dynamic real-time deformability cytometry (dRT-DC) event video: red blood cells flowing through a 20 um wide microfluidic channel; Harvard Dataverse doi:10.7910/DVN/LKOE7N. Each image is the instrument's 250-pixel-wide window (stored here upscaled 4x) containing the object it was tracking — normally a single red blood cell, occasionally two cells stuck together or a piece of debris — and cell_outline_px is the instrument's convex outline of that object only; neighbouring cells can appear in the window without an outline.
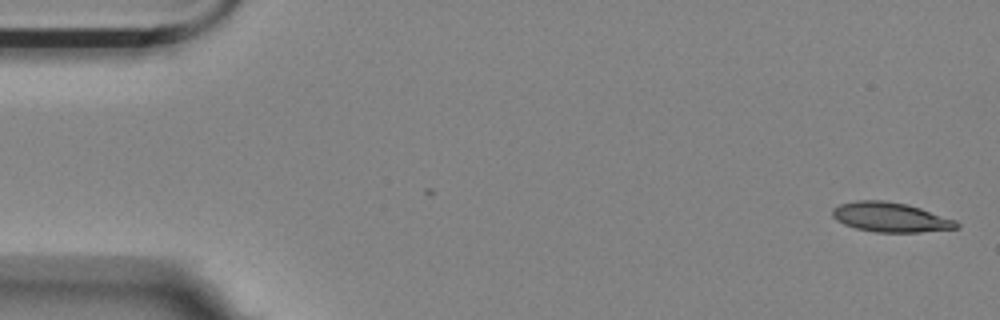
{"species": "Egyptian fruit bat (a non-hibernating species)", "species_latin": "Rousettus aegyptiacus", "temperature_condition": "room temperature", "stored_images_in_passage": 55, "camera_frame_rate_fps": 3000, "um_per_image_px": 0.085, "animal": {"sex": "female"}, "frame": {"image": 1, "passage_image": 1, "time_ms": 0.0, "image_size_px": [1000, 320], "cell_outline_px": [[960, 228], [920, 232], [876, 232], [856, 228], [844, 224], [836, 220], [832, 216], [832, 208], [840, 204], [856, 200], [884, 200], [908, 204], [956, 220], [960, 224]], "centroid_in_image_um": [75.69, 18.46], "position_along_channel_um": 9.3, "area_um2": 21.5}}
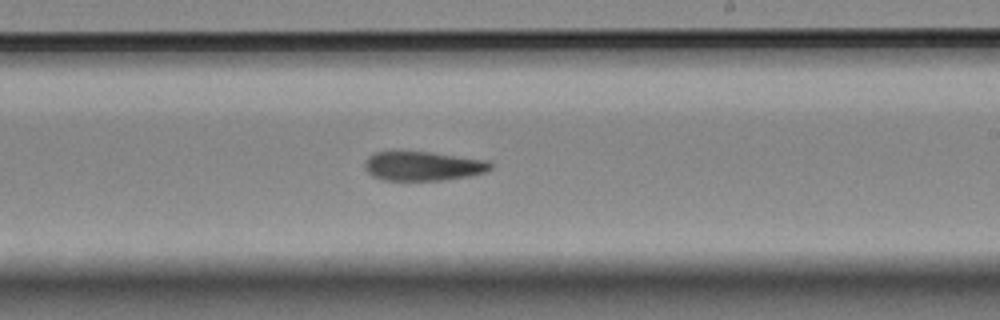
{"frame": {"image": 2, "passage_image": 32, "time_ms": 10.333, "image_size_px": [1000, 320], "cell_outline_px": [[492, 168], [484, 172], [468, 176], [444, 180], [384, 180], [372, 176], [364, 168], [364, 160], [368, 156], [376, 152], [396, 148], [428, 152], [488, 160], [492, 164]], "centroid_in_image_um": [35.87, 14.07], "position_along_channel_um": 253.1, "area_um2": 22.08}}
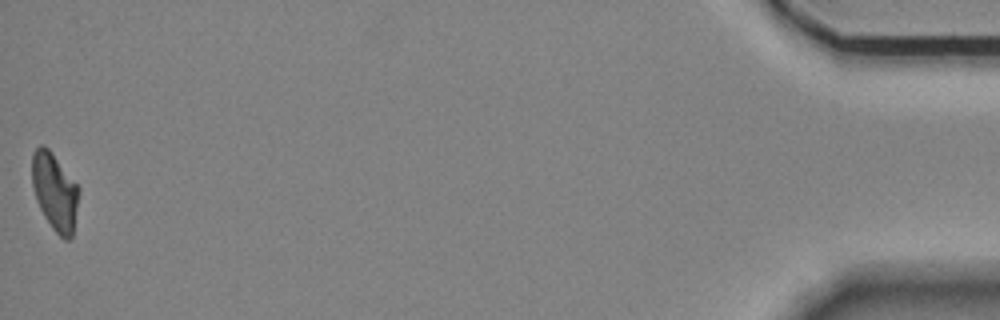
{"frame": {"image": 3, "passage_image": 55, "time_ms": 18.0, "image_size_px": [1000, 320], "cell_outline_px": [[80, 192], [72, 236], [68, 240], [64, 240], [52, 228], [44, 216], [36, 200], [32, 184], [32, 152], [40, 144], [44, 144], [52, 152], [80, 188]], "centroid_in_image_um": [4.66, 16.28], "position_along_channel_um": 430.5, "area_um2": 21.21}, "authors_computed_cell_mechanics": {"area_um2": 22.0796, "velocity_mm_per_s": 3.5618, "shape_relaxation_time_tau1_ms": 10.9729, "shape_relaxation_time_tau2_ms": 6.9093, "deformation_change_tau1": 0.2498, "deformation_change_tau2": 0.1573}}